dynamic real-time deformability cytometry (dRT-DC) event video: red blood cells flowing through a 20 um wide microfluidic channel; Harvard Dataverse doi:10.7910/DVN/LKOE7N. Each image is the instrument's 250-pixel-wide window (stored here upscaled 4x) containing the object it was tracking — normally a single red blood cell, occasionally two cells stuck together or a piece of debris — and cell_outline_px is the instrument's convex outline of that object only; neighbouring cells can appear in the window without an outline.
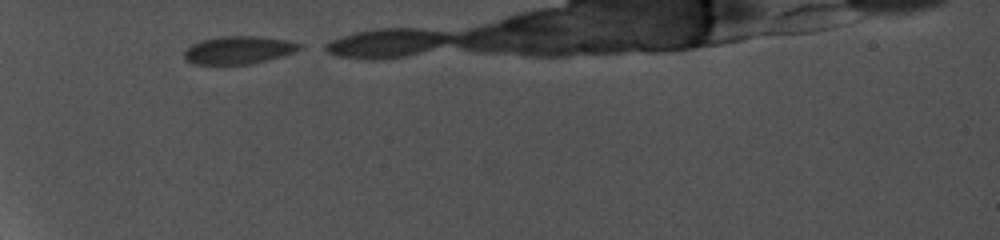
{"species": "common noctule bat (a hibernating species)", "species_latin": "Nyctalus noctula", "temperature_condition": "cold", "stored_images_in_passage": 4, "camera_frame_rate_fps": 5000, "um_per_image_px": 0.085, "animal": {"sex": "female", "body_mass_g": 19.0, "forearm_length_mm": 56.7}, "frame": {"image": 1, "passage_image": 1, "time_ms": 0.0, "image_size_px": [1000, 240], "cell_outline_px": [[304, 48], [296, 52], [268, 60], [248, 64], [192, 64], [184, 60], [184, 52], [192, 44], [200, 40], [220, 36], [260, 36], [284, 40], [300, 44]], "centroid_in_image_um": [20.27, 4.25], "position_along_channel_um": 64.7, "area_um2": 18.79}}